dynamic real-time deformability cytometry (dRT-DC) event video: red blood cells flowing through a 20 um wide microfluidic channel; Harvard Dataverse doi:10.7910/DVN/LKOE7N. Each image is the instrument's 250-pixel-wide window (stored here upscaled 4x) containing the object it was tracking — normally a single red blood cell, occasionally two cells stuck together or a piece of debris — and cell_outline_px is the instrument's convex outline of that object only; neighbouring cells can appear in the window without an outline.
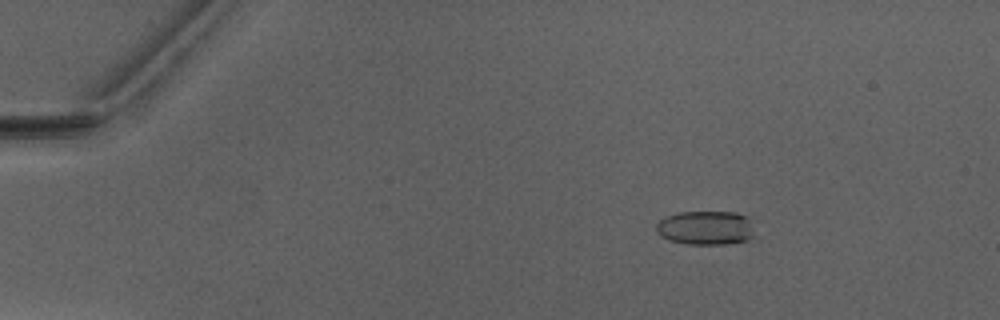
{"species": "Egyptian fruit bat (a non-hibernating species)", "species_latin": "Rousettus aegyptiacus", "temperature_condition": "warm", "stored_images_in_passage": 45, "camera_frame_rate_fps": 3000, "um_per_image_px": 0.085, "animal": {"sex": "male"}, "frame": {"image": 1, "passage_image": 2, "time_ms": 0.333, "image_size_px": [1000, 320], "cell_outline_px": [[752, 236], [744, 240], [724, 244], [688, 244], [668, 240], [660, 236], [656, 232], [656, 224], [660, 220], [668, 216], [680, 212], [736, 212], [748, 216], [752, 228]], "centroid_in_image_um": [59.94, 19.36], "position_along_channel_um": 25.1, "area_um2": 19.36}}
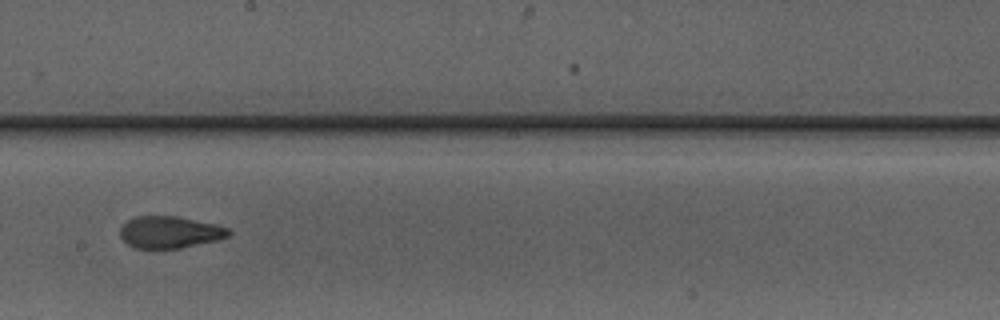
{"frame": {"image": 2, "passage_image": 24, "time_ms": 7.667, "image_size_px": [1000, 320], "cell_outline_px": [[232, 232], [228, 236], [216, 240], [180, 248], [136, 248], [128, 244], [120, 236], [120, 228], [128, 220], [136, 216], [176, 216], [216, 224], [228, 228]], "centroid_in_image_um": [14.43, 19.73], "position_along_channel_um": 233.8, "area_um2": 20.0}}
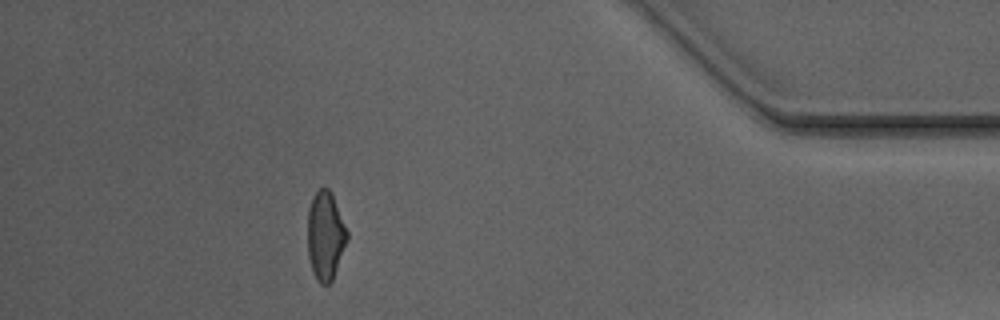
{"frame": {"image": 3, "passage_image": 40, "time_ms": 13.0, "image_size_px": [1000, 320], "cell_outline_px": [[348, 240], [332, 280], [328, 284], [320, 284], [316, 280], [308, 256], [308, 208], [316, 192], [320, 188], [328, 188], [332, 192], [348, 232]], "centroid_in_image_um": [27.67, 20.03], "position_along_channel_um": 407.5, "area_um2": 20.35}, "authors_computed_cell_mechanics": {"area_um2": 20.4034, "velocity_mm_per_s": 4.1044, "shape_relaxation_time_tau1_ms": null, "shape_relaxation_time_tau2_ms": 1.1886, "deformation_change_tau1": null, "deformation_change_tau2": 0.0773}}